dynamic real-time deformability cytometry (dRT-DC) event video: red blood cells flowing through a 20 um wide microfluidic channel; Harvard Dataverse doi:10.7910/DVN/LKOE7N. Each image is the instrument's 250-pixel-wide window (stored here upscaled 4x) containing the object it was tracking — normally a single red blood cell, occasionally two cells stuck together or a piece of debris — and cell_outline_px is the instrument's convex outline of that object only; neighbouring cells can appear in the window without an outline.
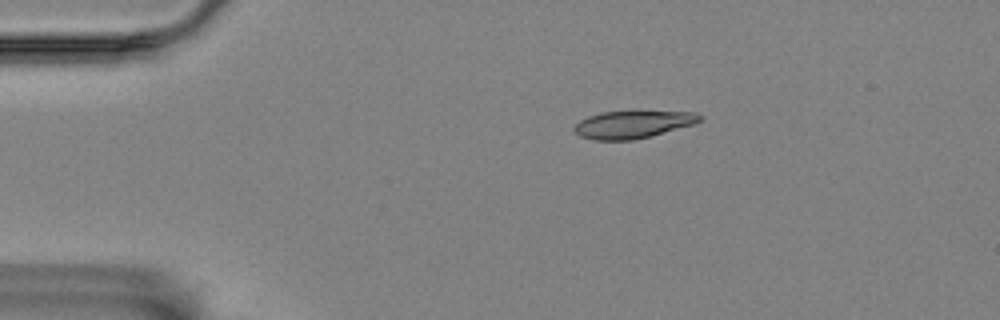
{"species": "Egyptian fruit bat (a non-hibernating species)", "species_latin": "Rousettus aegyptiacus", "temperature_condition": "room temperature", "stored_images_in_passage": 2, "camera_frame_rate_fps": 3000, "um_per_image_px": 0.085, "animal": {"sex": "female"}, "frame": {"image": 1, "passage_image": 2, "time_ms": 0.333, "image_size_px": [1000, 320], "cell_outline_px": [[704, 120], [696, 124], [632, 140], [592, 140], [580, 136], [572, 128], [580, 120], [588, 116], [600, 112], [692, 112], [704, 116]], "centroid_in_image_um": [53.79, 10.58], "position_along_channel_um": 31.2, "area_um2": 19.94}}